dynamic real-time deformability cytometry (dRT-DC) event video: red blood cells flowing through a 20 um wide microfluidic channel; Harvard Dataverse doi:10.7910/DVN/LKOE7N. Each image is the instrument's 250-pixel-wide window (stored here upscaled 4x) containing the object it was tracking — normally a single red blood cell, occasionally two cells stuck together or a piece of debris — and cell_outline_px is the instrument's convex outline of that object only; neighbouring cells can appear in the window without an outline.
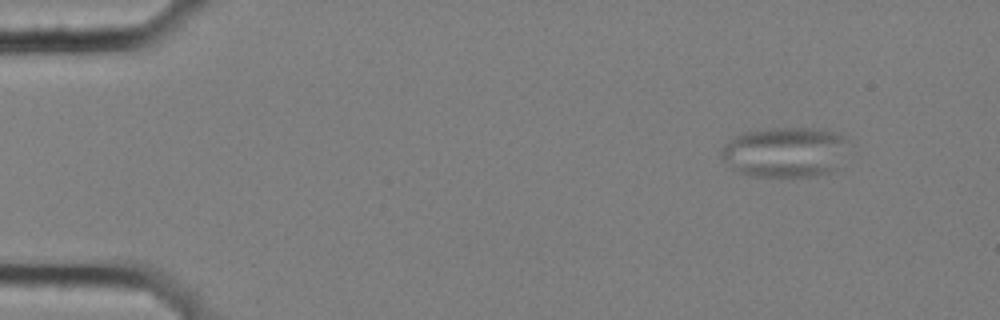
{"species": "common noctule bat (a hibernating species)", "species_latin": "Nyctalus noctula", "temperature_condition": "cold", "stored_images_in_passage": 4, "camera_frame_rate_fps": 3000, "um_per_image_px": 0.085, "animal": {"sex": "female", "body_mass_g": 25.1}, "frame": {"image": 1, "passage_image": 2, "time_ms": 0.333, "image_size_px": [1000, 320], "cell_outline_px": [[848, 140], [836, 168], [828, 172], [812, 176], [748, 176], [732, 168], [720, 156], [720, 148], [728, 140], [744, 132], [772, 128], [820, 128], [836, 132], [844, 136]], "centroid_in_image_um": [66.69, 12.91], "position_along_channel_um": 18.3, "area_um2": 37.11}}